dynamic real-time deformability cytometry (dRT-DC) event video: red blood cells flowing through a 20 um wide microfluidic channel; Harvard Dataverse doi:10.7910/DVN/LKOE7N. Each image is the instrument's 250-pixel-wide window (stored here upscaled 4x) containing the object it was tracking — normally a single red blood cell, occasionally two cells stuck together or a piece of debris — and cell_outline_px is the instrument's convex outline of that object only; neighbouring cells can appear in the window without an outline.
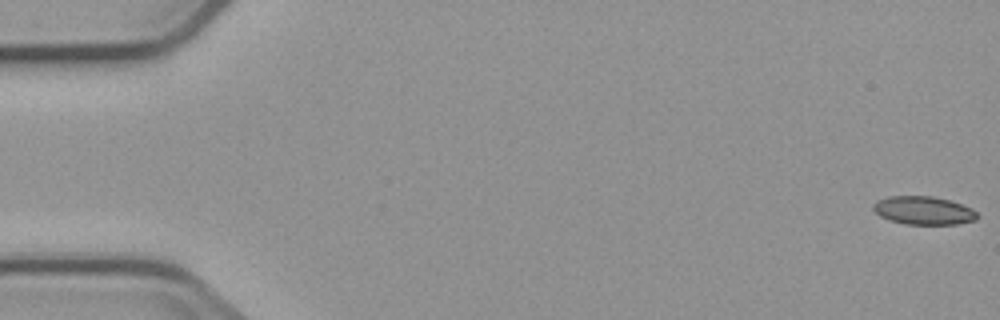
{"species": "common noctule bat (a hibernating species)", "species_latin": "Nyctalus noctula", "temperature_condition": "cold", "stored_images_in_passage": 7, "camera_frame_rate_fps": 3000, "um_per_image_px": 0.085, "animal": {"sex": "male", "body_mass_g": 23.1, "forearm_length_mm": 52.7}, "frame": {"image": 1, "passage_image": 1, "time_ms": 0.0, "image_size_px": [1000, 320], "cell_outline_px": [[980, 216], [976, 220], [956, 224], [904, 224], [888, 220], [880, 216], [872, 208], [872, 204], [876, 200], [888, 196], [932, 196], [948, 200], [972, 208]], "centroid_in_image_um": [78.47, 17.89], "position_along_channel_um": 6.5, "area_um2": 17.22}}
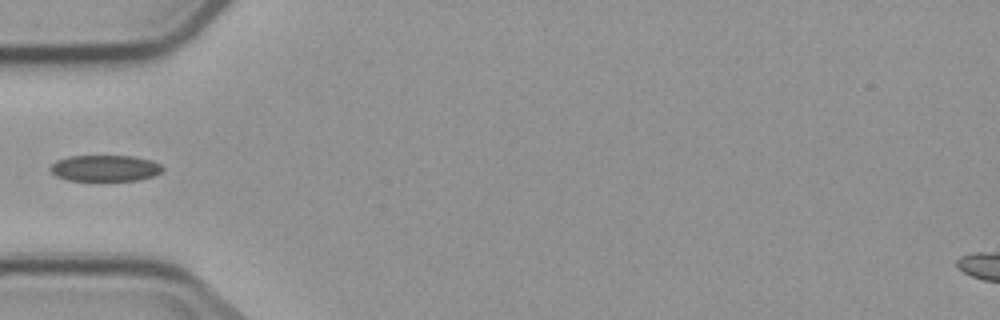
{"frame": {"image": 2, "passage_image": 6, "time_ms": 6.0, "image_size_px": [1000, 320], "cell_outline_px": [[164, 168], [160, 172], [152, 176], [136, 180], [68, 180], [56, 176], [48, 168], [56, 160], [68, 156], [132, 156], [152, 160], [160, 164]], "centroid_in_image_um": [8.9, 14.28], "position_along_channel_um": 76.1, "area_um2": 17.05}}
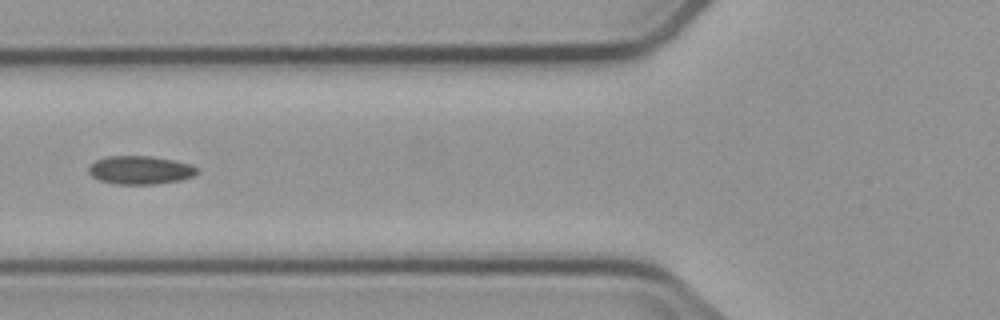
{"frame": {"image": 3, "passage_image": 7, "time_ms": 7.0, "image_size_px": [1000, 320], "cell_outline_px": [[200, 172], [192, 176], [180, 180], [152, 184], [116, 184], [100, 180], [92, 176], [88, 172], [88, 168], [96, 160], [108, 156], [152, 156], [192, 164]], "centroid_in_image_um": [11.92, 14.45], "position_along_channel_um": 113.9, "area_um2": 17.8}}